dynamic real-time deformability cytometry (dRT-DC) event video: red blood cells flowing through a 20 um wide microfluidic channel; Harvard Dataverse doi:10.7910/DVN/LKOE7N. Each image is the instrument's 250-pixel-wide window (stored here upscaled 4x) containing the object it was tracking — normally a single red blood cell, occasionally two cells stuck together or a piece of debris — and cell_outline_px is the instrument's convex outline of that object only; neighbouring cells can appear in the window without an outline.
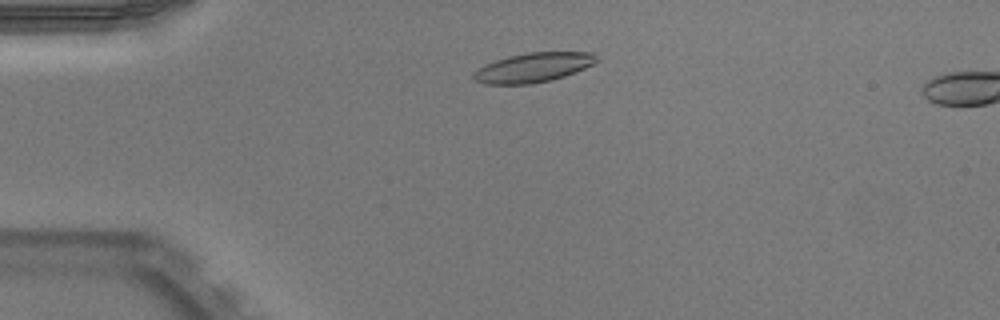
{"species": "Egyptian fruit bat (a non-hibernating species)", "species_latin": "Rousettus aegyptiacus", "temperature_condition": "warm", "stored_images_in_passage": 11, "camera_frame_rate_fps": 3000, "um_per_image_px": 0.085, "animal": {"sex": "male"}, "frame": {"image": 1, "passage_image": 8, "time_ms": 2.333, "image_size_px": [1000, 320], "cell_outline_px": [[596, 60], [592, 64], [584, 68], [564, 76], [552, 80], [528, 84], [484, 84], [476, 80], [472, 76], [484, 64], [508, 56], [528, 52], [592, 52], [596, 56]], "centroid_in_image_um": [45.31, 5.73], "position_along_channel_um": 39.7, "area_um2": 20.81}}